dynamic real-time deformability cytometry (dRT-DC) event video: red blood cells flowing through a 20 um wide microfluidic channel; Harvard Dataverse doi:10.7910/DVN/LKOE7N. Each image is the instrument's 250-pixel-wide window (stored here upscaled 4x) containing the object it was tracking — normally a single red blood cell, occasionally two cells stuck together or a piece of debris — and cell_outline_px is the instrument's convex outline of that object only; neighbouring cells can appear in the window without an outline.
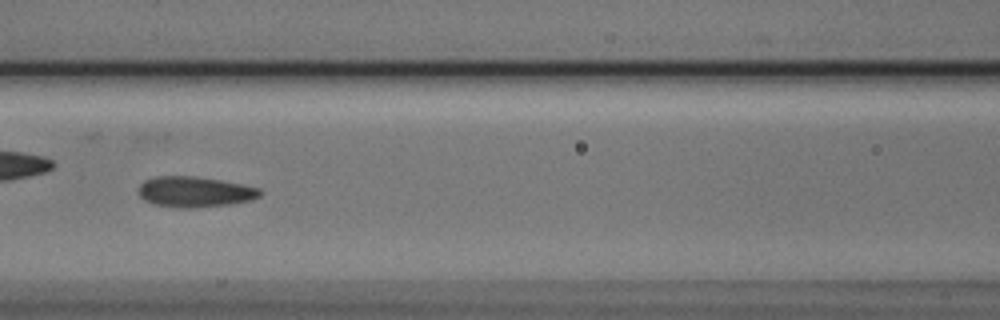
{"species": "Egyptian fruit bat (a non-hibernating species)", "species_latin": "Rousettus aegyptiacus", "temperature_condition": "cold", "stored_images_in_passage": 9, "camera_frame_rate_fps": 3000, "um_per_image_px": 0.085, "animal": {"sex": "male"}, "frame": {"image": 1, "passage_image": 7, "time_ms": 2.0, "image_size_px": [1000, 320], "cell_outline_px": [[264, 192], [260, 196], [252, 200], [232, 204], [196, 208], [180, 208], [152, 204], [144, 200], [140, 196], [140, 184], [144, 180], [156, 176], [196, 176], [244, 184], [260, 188]], "centroid_in_image_um": [16.6, 16.31], "position_along_channel_um": 150.0, "area_um2": 21.96}}
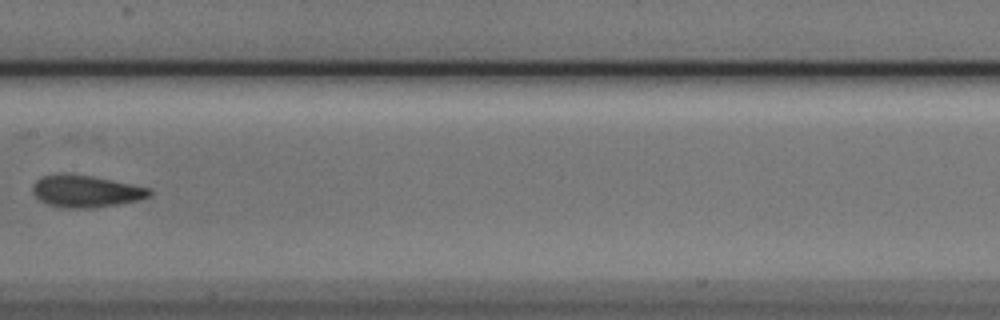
{"frame": {"image": 2, "passage_image": 8, "time_ms": 2.333, "image_size_px": [1000, 320], "cell_outline_px": [[152, 192], [148, 196], [136, 200], [96, 208], [60, 208], [48, 204], [40, 200], [32, 192], [32, 184], [36, 180], [44, 176], [64, 172], [92, 176], [152, 188]], "centroid_in_image_um": [7.26, 16.25], "position_along_channel_um": 200.1, "area_um2": 21.91}}
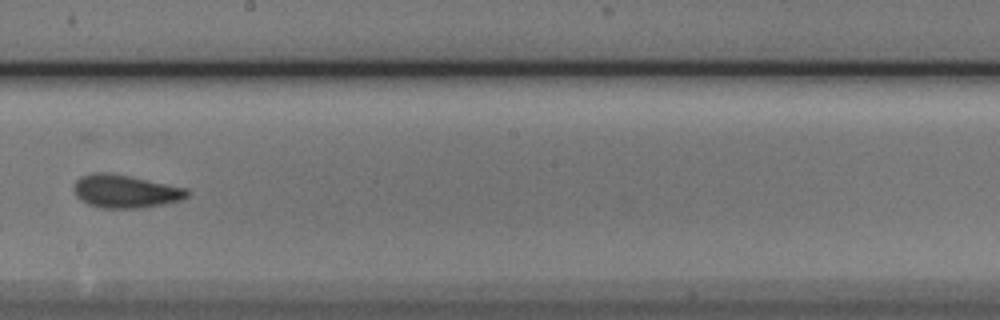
{"frame": {"image": 3, "passage_image": 9, "time_ms": 2.667, "image_size_px": [1000, 320], "cell_outline_px": [[192, 192], [188, 196], [180, 200], [140, 208], [100, 208], [88, 204], [80, 200], [76, 196], [76, 180], [80, 176], [92, 172], [108, 172], [188, 188]], "centroid_in_image_um": [10.66, 16.26], "position_along_channel_um": 237.5, "area_um2": 21.73}}